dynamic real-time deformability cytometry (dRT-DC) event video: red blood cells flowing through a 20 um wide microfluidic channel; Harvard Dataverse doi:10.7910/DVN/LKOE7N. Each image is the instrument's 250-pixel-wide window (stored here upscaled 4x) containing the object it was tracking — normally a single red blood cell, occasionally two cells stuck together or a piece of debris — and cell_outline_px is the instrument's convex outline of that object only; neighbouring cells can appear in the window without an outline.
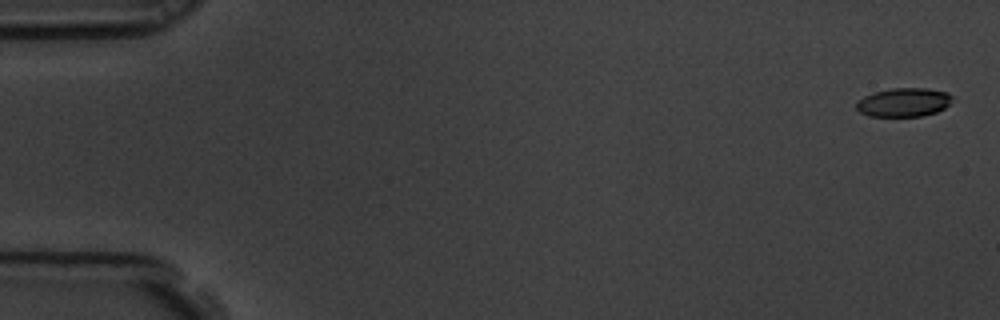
{"species": "common noctule bat (a hibernating species)", "species_latin": "Nyctalus noctula", "temperature_condition": "room temperature", "stored_images_in_passage": 9, "camera_frame_rate_fps": 3000, "um_per_image_px": 0.085, "animal": {"sex": "male", "body_mass_g": 19.5, "forearm_length_mm": 54.6}, "frame": {"image": 1, "passage_image": 1, "time_ms": 0.0, "image_size_px": [1000, 320], "cell_outline_px": [[952, 96], [948, 104], [944, 108], [936, 112], [920, 116], [868, 116], [860, 112], [856, 108], [856, 104], [864, 96], [872, 92], [892, 88], [928, 88], [948, 92]], "centroid_in_image_um": [76.8, 8.69], "position_along_channel_um": 8.2, "area_um2": 16.01}}
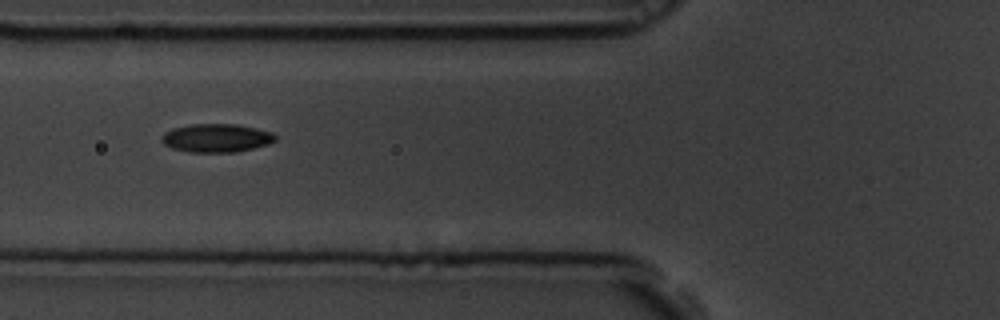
{"frame": {"image": 2, "passage_image": 7, "time_ms": 2.0, "image_size_px": [1000, 320], "cell_outline_px": [[276, 140], [268, 144], [236, 152], [188, 152], [172, 148], [164, 144], [160, 140], [160, 136], [164, 132], [172, 128], [192, 124], [236, 124], [256, 128], [272, 132], [276, 136]], "centroid_in_image_um": [18.36, 11.72], "position_along_channel_um": 107.4, "area_um2": 18.9}}
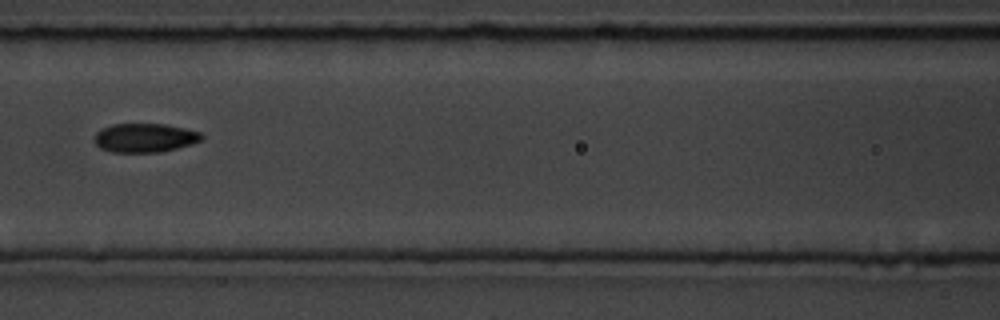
{"frame": {"image": 3, "passage_image": 8, "time_ms": 2.333, "image_size_px": [1000, 320], "cell_outline_px": [[204, 136], [200, 140], [192, 144], [160, 152], [112, 152], [100, 148], [96, 144], [96, 132], [100, 128], [112, 124], [164, 124], [184, 128], [200, 132]], "centroid_in_image_um": [12.3, 11.71], "position_along_channel_um": 154.3, "area_um2": 17.98}}